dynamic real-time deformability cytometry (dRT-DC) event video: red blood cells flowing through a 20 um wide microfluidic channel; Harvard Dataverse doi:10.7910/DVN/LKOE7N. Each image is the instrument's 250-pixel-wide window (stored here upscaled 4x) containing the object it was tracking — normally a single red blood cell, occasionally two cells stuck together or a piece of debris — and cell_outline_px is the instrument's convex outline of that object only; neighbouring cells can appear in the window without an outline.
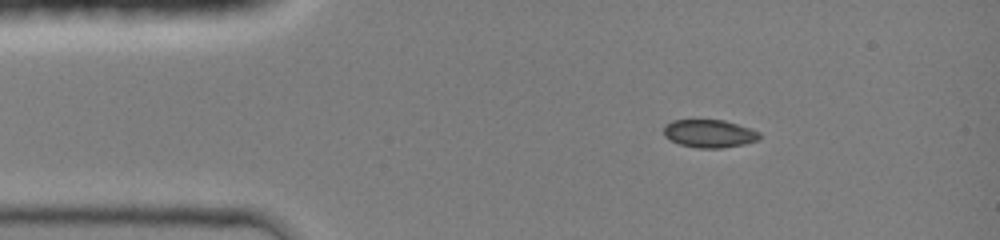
{"species": "common noctule bat (a hibernating species)", "species_latin": "Nyctalus noctula", "temperature_condition": "room temperature", "stored_images_in_passage": 39, "camera_frame_rate_fps": 3000, "um_per_image_px": 0.085, "animal": {"sex": "female", "body_mass_g": 19.0, "forearm_length_mm": 51.5}, "frame": {"image": 1, "passage_image": 1, "time_ms": 0.0, "image_size_px": [1000, 240], "cell_outline_px": [[760, 140], [744, 144], [720, 148], [696, 148], [680, 144], [664, 136], [664, 124], [672, 120], [724, 120], [760, 132]], "centroid_in_image_um": [60.28, 11.35], "position_along_channel_um": 24.7, "area_um2": 15.55}}
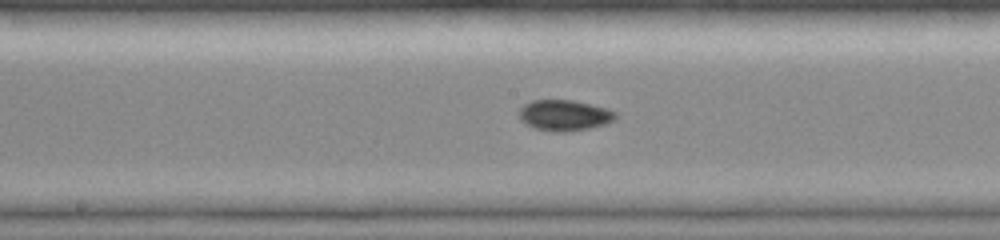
{"frame": {"image": 2, "passage_image": 17, "time_ms": 5.333, "image_size_px": [1000, 240], "cell_outline_px": [[616, 120], [604, 124], [588, 128], [564, 132], [552, 132], [536, 128], [520, 120], [520, 108], [524, 104], [532, 100], [572, 100], [608, 108], [616, 112]], "centroid_in_image_um": [47.99, 9.79], "position_along_channel_um": 200.2, "area_um2": 17.22}}
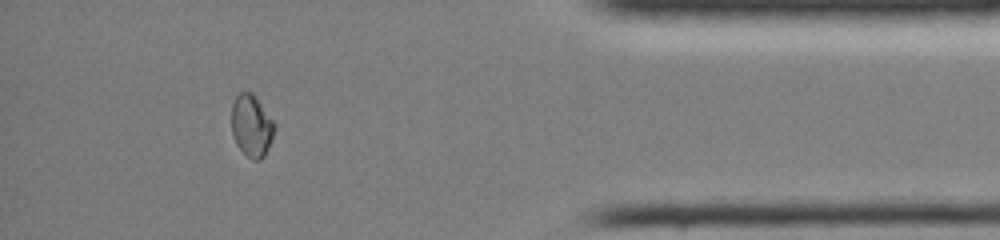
{"frame": {"image": 3, "passage_image": 34, "time_ms": 11.0, "image_size_px": [1000, 240], "cell_outline_px": [[276, 128], [268, 148], [264, 156], [260, 160], [252, 160], [236, 144], [232, 136], [232, 104], [236, 96], [240, 92], [252, 92], [256, 96], [276, 124]], "centroid_in_image_um": [21.39, 10.68], "position_along_channel_um": 413.8, "area_um2": 15.61}}